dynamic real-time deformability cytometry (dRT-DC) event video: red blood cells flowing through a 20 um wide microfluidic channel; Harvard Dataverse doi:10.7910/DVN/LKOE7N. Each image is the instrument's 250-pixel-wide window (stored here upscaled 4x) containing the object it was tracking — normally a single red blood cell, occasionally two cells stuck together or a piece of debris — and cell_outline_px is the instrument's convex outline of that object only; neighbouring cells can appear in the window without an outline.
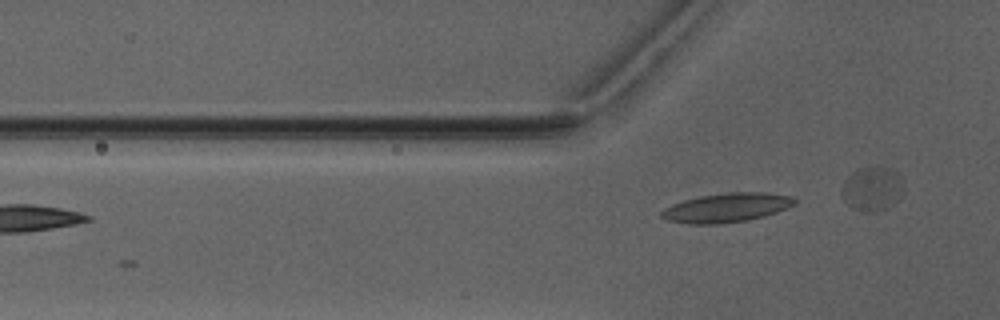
{"species": "Egyptian fruit bat (a non-hibernating species)", "species_latin": "Rousettus aegyptiacus", "temperature_condition": "warm", "stored_images_in_passage": 5, "camera_frame_rate_fps": 3000, "um_per_image_px": 0.085, "animal": {"sex": "male"}, "frame": {"image": 1, "passage_image": 5, "time_ms": 5.667, "image_size_px": [1000, 320], "cell_outline_px": [[796, 204], [788, 208], [764, 216], [748, 220], [720, 224], [688, 224], [668, 220], [660, 216], [660, 212], [664, 208], [672, 204], [684, 200], [700, 196], [728, 192], [768, 192], [796, 196]], "centroid_in_image_um": [61.81, 17.64], "position_along_channel_um": 64.0, "area_um2": 22.89}}